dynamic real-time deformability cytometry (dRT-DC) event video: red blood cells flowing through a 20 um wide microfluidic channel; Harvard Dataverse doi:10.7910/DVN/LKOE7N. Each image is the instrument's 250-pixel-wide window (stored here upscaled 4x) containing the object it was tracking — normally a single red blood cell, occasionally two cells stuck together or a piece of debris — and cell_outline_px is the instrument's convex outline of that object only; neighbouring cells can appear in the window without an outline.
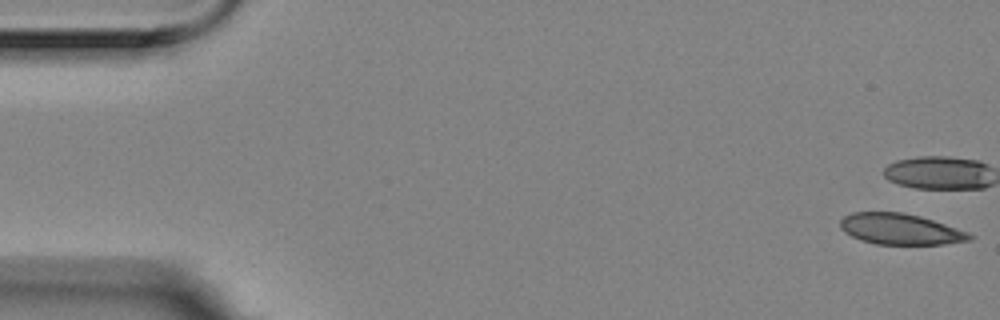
{"species": "Egyptian fruit bat (a non-hibernating species)", "species_latin": "Rousettus aegyptiacus", "temperature_condition": "room temperature", "stored_images_in_passage": 6, "camera_frame_rate_fps": 3000, "um_per_image_px": 0.085, "animal": {"sex": "female"}, "frame": {"image": 1, "passage_image": 1, "time_ms": 0.0, "image_size_px": [1000, 320], "cell_outline_px": [[976, 236], [972, 240], [944, 244], [876, 244], [860, 240], [844, 232], [840, 228], [840, 220], [844, 216], [852, 212], [900, 212], [920, 216], [968, 232]], "centroid_in_image_um": [76.52, 19.48], "position_along_channel_um": 8.5, "area_um2": 23.29}}